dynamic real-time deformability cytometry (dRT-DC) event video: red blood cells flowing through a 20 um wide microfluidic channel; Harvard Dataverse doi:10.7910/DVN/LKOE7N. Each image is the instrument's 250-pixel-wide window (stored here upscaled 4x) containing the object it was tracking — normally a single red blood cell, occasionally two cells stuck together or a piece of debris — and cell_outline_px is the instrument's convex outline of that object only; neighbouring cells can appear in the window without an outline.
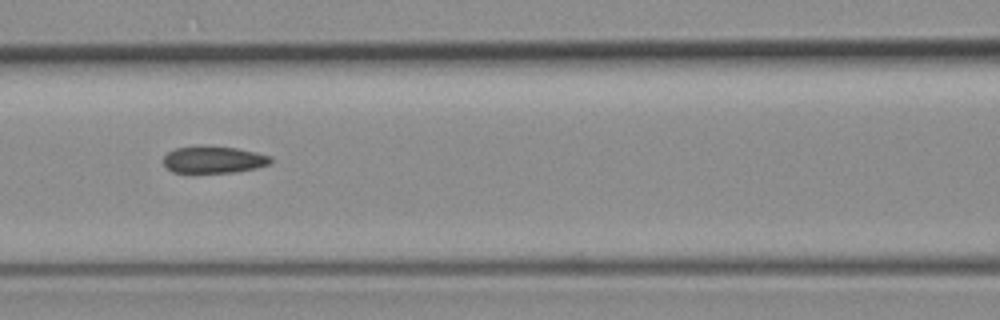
{"species": "common noctule bat (a hibernating species)", "species_latin": "Nyctalus noctula", "temperature_condition": "room temperature", "stored_images_in_passage": 8, "camera_frame_rate_fps": 3000, "um_per_image_px": 0.085, "animal": {"sex": "female", "body_mass_g": 19.3, "forearm_length_mm": 54.1}, "frame": {"image": 1, "passage_image": 7, "time_ms": 7.667, "image_size_px": [1000, 320], "cell_outline_px": [[272, 164], [256, 168], [236, 172], [172, 172], [164, 164], [164, 156], [168, 152], [176, 148], [200, 144], [236, 148], [256, 152], [272, 156]], "centroid_in_image_um": [18.19, 13.55], "position_along_channel_um": 148.4, "area_um2": 17.11}}
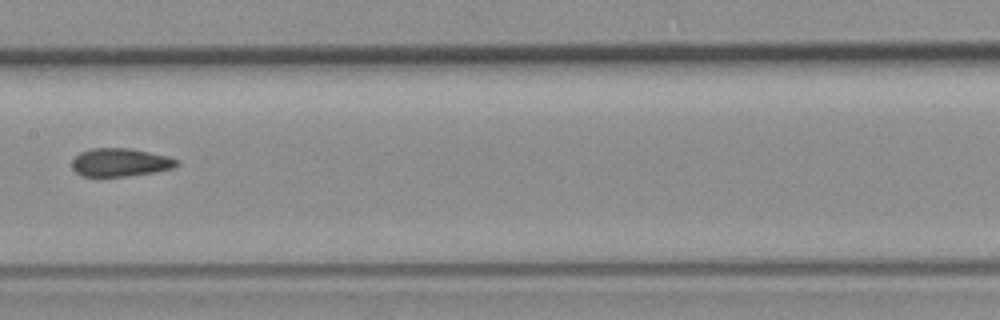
{"frame": {"image": 2, "passage_image": 8, "time_ms": 9.0, "image_size_px": [1000, 320], "cell_outline_px": [[180, 164], [172, 168], [156, 172], [128, 176], [80, 176], [72, 168], [72, 160], [80, 152], [92, 148], [132, 148], [168, 156], [180, 160]], "centroid_in_image_um": [10.25, 13.8], "position_along_channel_um": 197.2, "area_um2": 17.4}}